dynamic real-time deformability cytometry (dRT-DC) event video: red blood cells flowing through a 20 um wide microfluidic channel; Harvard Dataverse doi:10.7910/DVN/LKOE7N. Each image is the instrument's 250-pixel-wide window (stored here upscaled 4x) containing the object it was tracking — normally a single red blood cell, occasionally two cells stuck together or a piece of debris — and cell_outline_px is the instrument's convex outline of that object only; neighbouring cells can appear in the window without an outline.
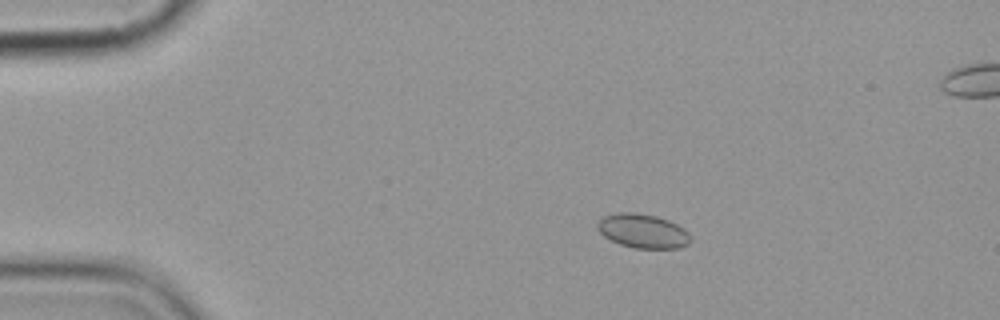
{"species": "common noctule bat (a hibernating species)", "species_latin": "Nyctalus noctula", "temperature_condition": "cold", "stored_images_in_passage": 6, "camera_frame_rate_fps": 3000, "um_per_image_px": 0.085, "animal": {"sex": "female", "body_mass_g": 19.9}, "frame": {"image": 1, "passage_image": 3, "time_ms": 3.333, "image_size_px": [1000, 320], "cell_outline_px": [[688, 244], [680, 248], [636, 248], [620, 244], [604, 236], [596, 228], [596, 224], [604, 216], [620, 212], [636, 212], [656, 216], [668, 220], [684, 228], [688, 232]], "centroid_in_image_um": [54.62, 19.63], "position_along_channel_um": 30.4, "area_um2": 18.32}}